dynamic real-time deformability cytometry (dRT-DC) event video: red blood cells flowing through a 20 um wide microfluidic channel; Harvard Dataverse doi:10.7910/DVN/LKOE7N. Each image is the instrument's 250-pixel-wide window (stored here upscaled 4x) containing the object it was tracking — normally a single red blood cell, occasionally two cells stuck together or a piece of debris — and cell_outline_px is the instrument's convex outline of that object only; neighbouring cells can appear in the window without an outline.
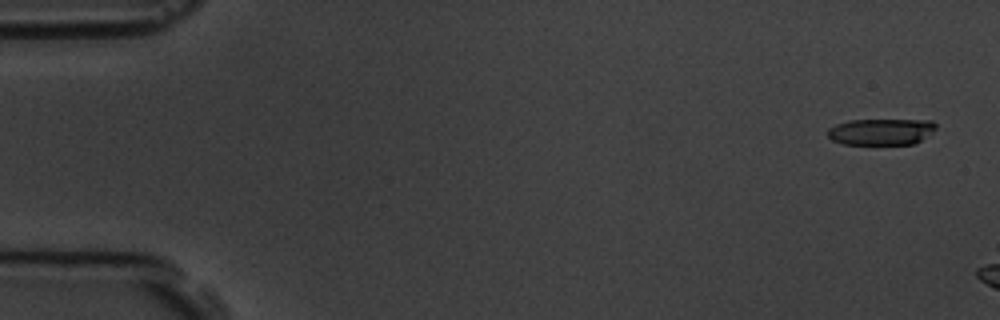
{"species": "common noctule bat (a hibernating species)", "species_latin": "Nyctalus noctula", "temperature_condition": "room temperature", "stored_images_in_passage": 5, "camera_frame_rate_fps": 3000, "um_per_image_px": 0.085, "animal": {"sex": "male", "body_mass_g": 19.5, "forearm_length_mm": 54.6}, "frame": {"image": 1, "passage_image": 1, "time_ms": 0.0, "image_size_px": [1000, 320], "cell_outline_px": [[936, 128], [932, 132], [916, 144], [844, 144], [832, 140], [828, 136], [828, 128], [836, 124], [848, 120], [932, 120], [936, 124]], "centroid_in_image_um": [74.9, 11.19], "position_along_channel_um": 10.1, "area_um2": 16.7}}